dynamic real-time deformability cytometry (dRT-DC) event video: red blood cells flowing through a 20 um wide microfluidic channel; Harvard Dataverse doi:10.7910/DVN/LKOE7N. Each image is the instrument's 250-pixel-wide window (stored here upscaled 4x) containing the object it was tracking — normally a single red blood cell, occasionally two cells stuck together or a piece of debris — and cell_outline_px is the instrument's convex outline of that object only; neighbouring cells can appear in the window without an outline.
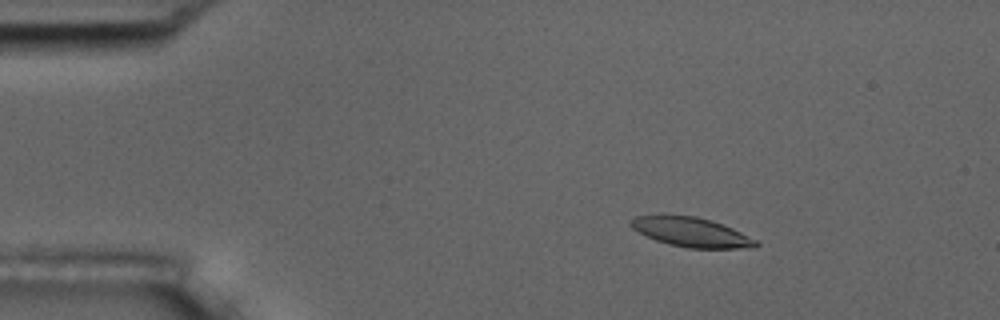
{"species": "common noctule bat (a hibernating species)", "species_latin": "Nyctalus noctula", "temperature_condition": "room temperature", "stored_images_in_passage": 6, "camera_frame_rate_fps": 3000, "um_per_image_px": 0.085, "animal": {"sex": "male", "body_mass_g": 17.5, "forearm_length_mm": 52.3}, "frame": {"image": 1, "passage_image": 3, "time_ms": 2.333, "image_size_px": [1000, 320], "cell_outline_px": [[760, 244], [756, 248], [688, 248], [668, 244], [656, 240], [632, 228], [628, 224], [628, 220], [636, 216], [696, 216], [712, 220], [732, 228], [756, 240]], "centroid_in_image_um": [58.78, 19.74], "position_along_channel_um": 26.2, "area_um2": 21.21}}